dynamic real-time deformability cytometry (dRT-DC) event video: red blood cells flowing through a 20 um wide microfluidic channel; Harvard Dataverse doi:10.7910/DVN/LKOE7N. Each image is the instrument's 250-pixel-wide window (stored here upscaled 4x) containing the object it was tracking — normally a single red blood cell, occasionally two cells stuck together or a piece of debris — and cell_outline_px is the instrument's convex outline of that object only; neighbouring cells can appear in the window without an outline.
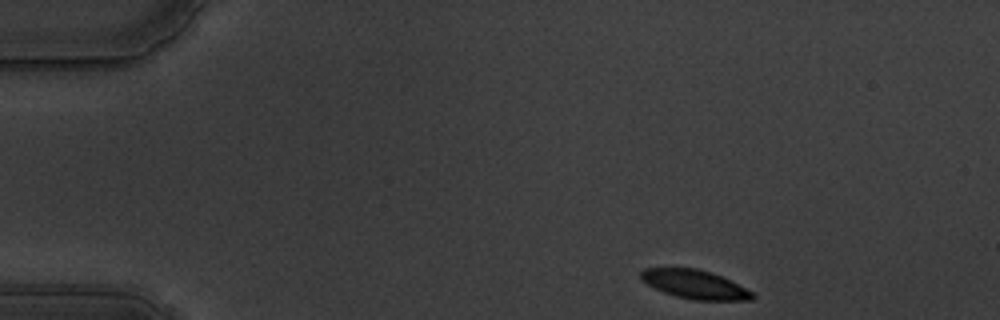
{"species": "common noctule bat (a hibernating species)", "species_latin": "Nyctalus noctula", "temperature_condition": "warm", "stored_images_in_passage": 50, "camera_frame_rate_fps": 3000, "um_per_image_px": 0.085, "animal": {"sex": "male", "body_mass_g": 19.5, "forearm_length_mm": 54.6}, "frame": {"image": 1, "passage_image": 1, "time_ms": 0.0, "image_size_px": [1000, 320], "cell_outline_px": [[756, 296], [752, 300], [692, 300], [676, 296], [664, 292], [640, 280], [640, 272], [644, 268], [696, 268], [720, 276], [752, 292]], "centroid_in_image_um": [59.02, 24.18], "position_along_channel_um": 26.0, "area_um2": 18.38}}
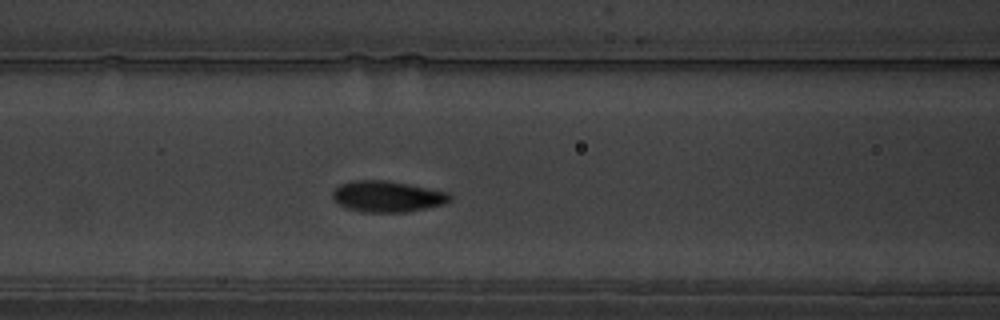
{"frame": {"image": 2, "passage_image": 17, "time_ms": 5.333, "image_size_px": [1000, 320], "cell_outline_px": [[452, 200], [444, 204], [404, 212], [364, 212], [348, 208], [332, 200], [332, 192], [340, 184], [352, 180], [388, 180], [448, 192], [452, 196]], "centroid_in_image_um": [32.91, 16.69], "position_along_channel_um": 133.7, "area_um2": 21.21}}
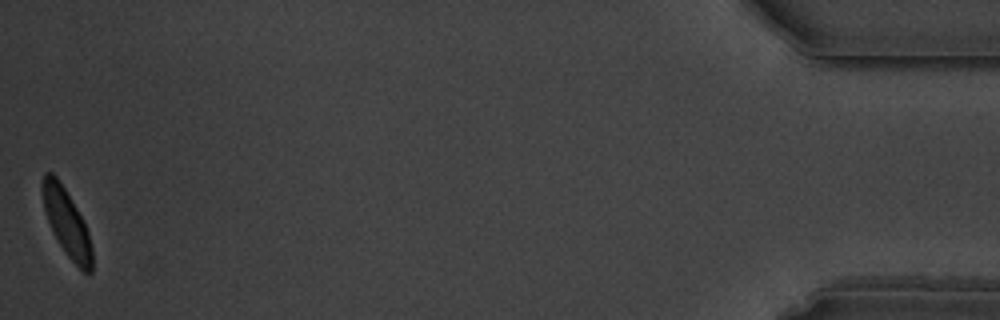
{"frame": {"image": 3, "passage_image": 50, "time_ms": 16.333, "image_size_px": [1000, 320], "cell_outline_px": [[92, 272], [84, 272], [64, 252], [52, 232], [44, 208], [40, 188], [40, 184], [44, 172], [52, 172], [56, 176], [64, 188], [84, 220], [88, 232], [92, 248]], "centroid_in_image_um": [5.64, 18.89], "position_along_channel_um": 429.6, "area_um2": 19.42}, "authors_computed_cell_mechanics": {"area_um2": 20.3456, "velocity_mm_per_s": 3.4925, "shape_relaxation_time_tau1_ms": 3.568, "shape_relaxation_time_tau2_ms": null, "deformation_change_tau1": 0.1703, "deformation_change_tau2": null}}